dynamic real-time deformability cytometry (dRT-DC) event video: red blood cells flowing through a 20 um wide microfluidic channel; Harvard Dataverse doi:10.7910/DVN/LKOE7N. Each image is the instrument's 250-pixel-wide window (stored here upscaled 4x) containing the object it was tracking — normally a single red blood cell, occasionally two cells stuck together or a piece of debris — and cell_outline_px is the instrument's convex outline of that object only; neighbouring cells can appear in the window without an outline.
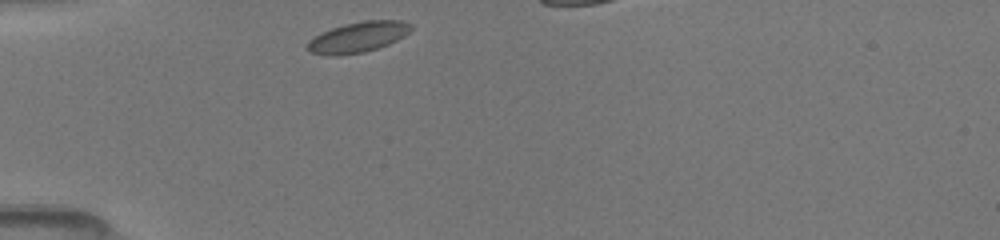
{"species": "common noctule bat (a hibernating species)", "species_latin": "Nyctalus noctula", "temperature_condition": "room temperature", "stored_images_in_passage": 6, "camera_frame_rate_fps": 3000, "um_per_image_px": 0.085, "animal": {"sex": "female", "body_mass_g": 19.5, "forearm_length_mm": 54.1}, "frame": {"image": 1, "passage_image": 1, "time_ms": 0.0, "image_size_px": [1000, 240], "cell_outline_px": [[412, 28], [404, 36], [388, 44], [364, 52], [336, 56], [328, 56], [312, 52], [308, 48], [308, 40], [332, 28], [344, 24], [364, 20], [400, 20], [412, 24]], "centroid_in_image_um": [30.45, 3.15], "position_along_channel_um": 54.5, "area_um2": 18.21}}
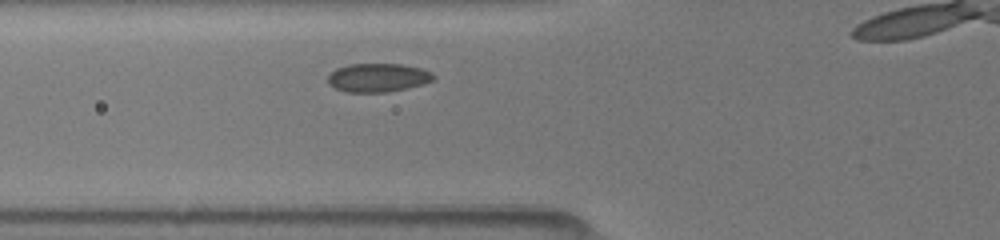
{"frame": {"image": 2, "passage_image": 5, "time_ms": 1.333, "image_size_px": [1000, 240], "cell_outline_px": [[436, 76], [432, 80], [424, 84], [408, 88], [384, 92], [348, 92], [336, 88], [328, 84], [328, 76], [336, 68], [348, 64], [400, 64], [420, 68], [432, 72]], "centroid_in_image_um": [32.13, 6.59], "position_along_channel_um": 93.7, "area_um2": 17.57}}